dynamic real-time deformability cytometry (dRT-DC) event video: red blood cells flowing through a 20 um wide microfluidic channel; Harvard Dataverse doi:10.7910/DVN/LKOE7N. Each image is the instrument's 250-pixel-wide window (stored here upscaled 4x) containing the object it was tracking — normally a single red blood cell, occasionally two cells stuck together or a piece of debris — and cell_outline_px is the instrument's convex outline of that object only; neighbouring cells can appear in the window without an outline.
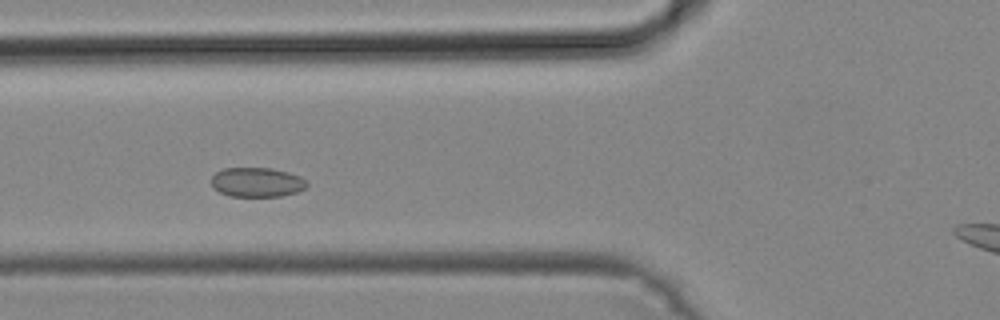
{"species": "common noctule bat (a hibernating species)", "species_latin": "Nyctalus noctula", "temperature_condition": "cold", "stored_images_in_passage": 15, "camera_frame_rate_fps": 3000, "um_per_image_px": 0.085, "animal": {"sex": "male", "body_mass_g": 19.2, "forearm_length_mm": 51.8}, "frame": {"image": 1, "passage_image": 11, "time_ms": 3.333, "image_size_px": [1000, 320], "cell_outline_px": [[308, 184], [304, 188], [296, 192], [280, 196], [228, 196], [212, 188], [212, 176], [216, 172], [224, 168], [272, 168], [288, 172], [300, 176]], "centroid_in_image_um": [21.81, 15.48], "position_along_channel_um": 104.0, "area_um2": 16.36}}